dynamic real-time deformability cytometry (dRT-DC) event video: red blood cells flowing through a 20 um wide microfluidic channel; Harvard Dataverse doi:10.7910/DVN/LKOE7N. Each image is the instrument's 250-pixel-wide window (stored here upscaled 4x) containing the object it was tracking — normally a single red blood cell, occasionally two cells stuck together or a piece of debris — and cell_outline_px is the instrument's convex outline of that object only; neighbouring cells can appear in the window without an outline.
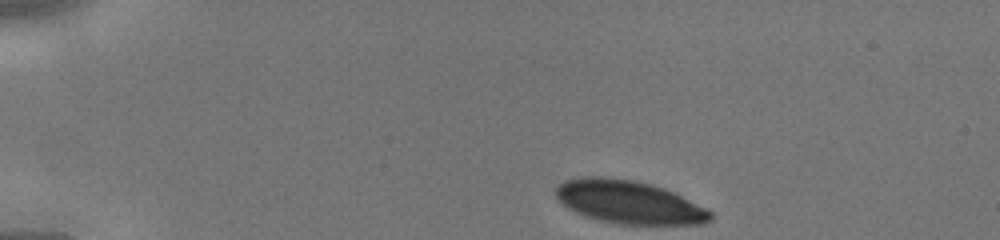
{"species": "human", "species_latin": "Homo sapiens", "temperature_condition": "cold", "stored_images_in_passage": 37, "camera_frame_rate_fps": 3000, "um_per_image_px": 0.085, "donor": {"sex": "male"}, "frame": {"image": 1, "passage_image": 1, "time_ms": 0.0, "image_size_px": [1000, 240], "cell_outline_px": [[712, 220], [704, 224], [620, 224], [600, 220], [576, 212], [568, 208], [556, 196], [556, 188], [564, 180], [580, 176], [604, 176], [632, 180], [652, 184], [664, 188], [712, 212]], "centroid_in_image_um": [53.44, 17.17], "position_along_channel_um": 31.6, "area_um2": 38.44}}
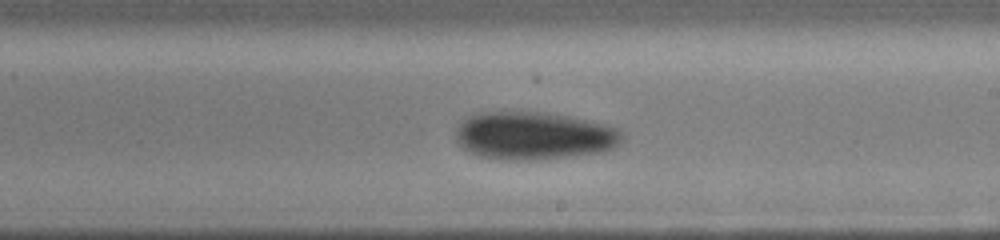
{"frame": {"image": 2, "passage_image": 20, "time_ms": 6.333, "image_size_px": [1000, 240], "cell_outline_px": [[624, 140], [612, 148], [600, 152], [536, 160], [512, 160], [476, 156], [468, 152], [456, 140], [456, 128], [468, 116], [476, 112], [544, 112], [568, 116], [608, 124], [620, 128], [624, 136]], "centroid_in_image_um": [45.39, 11.53], "position_along_channel_um": 243.6, "area_um2": 46.64}}
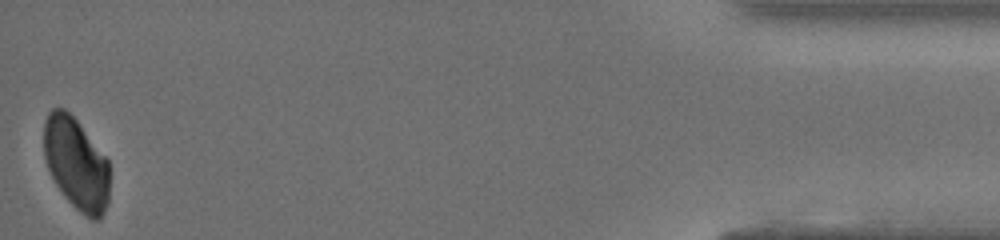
{"frame": {"image": 3, "passage_image": 37, "time_ms": 12.0, "image_size_px": [1000, 240], "cell_outline_px": [[108, 204], [100, 220], [92, 220], [80, 212], [64, 196], [56, 184], [48, 168], [44, 156], [44, 120], [48, 112], [52, 108], [64, 108], [76, 120], [108, 160]], "centroid_in_image_um": [6.46, 13.92], "position_along_channel_um": 428.7, "area_um2": 34.97}}